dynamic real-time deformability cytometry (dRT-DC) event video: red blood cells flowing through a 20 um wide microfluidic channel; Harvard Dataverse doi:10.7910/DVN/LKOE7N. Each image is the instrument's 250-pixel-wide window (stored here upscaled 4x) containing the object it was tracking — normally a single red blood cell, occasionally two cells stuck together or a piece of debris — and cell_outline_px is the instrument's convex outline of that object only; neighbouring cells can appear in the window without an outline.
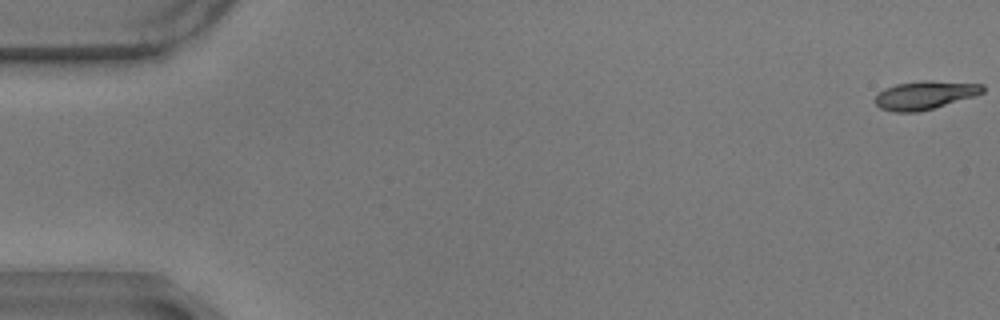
{"species": "common noctule bat (a hibernating species)", "species_latin": "Nyctalus noctula", "temperature_condition": "warm", "stored_images_in_passage": 23, "camera_frame_rate_fps": 3000, "um_per_image_px": 0.085, "animal": {"sex": "male", "body_mass_g": 17.9}, "frame": {"image": 1, "passage_image": 1, "time_ms": 0.0, "image_size_px": [1000, 320], "cell_outline_px": [[984, 92], [976, 96], [932, 108], [916, 112], [892, 112], [880, 108], [876, 104], [876, 96], [884, 88], [896, 84], [924, 80], [928, 80], [984, 84]], "centroid_in_image_um": [78.63, 8.08], "position_along_channel_um": 6.4, "area_um2": 17.74}}
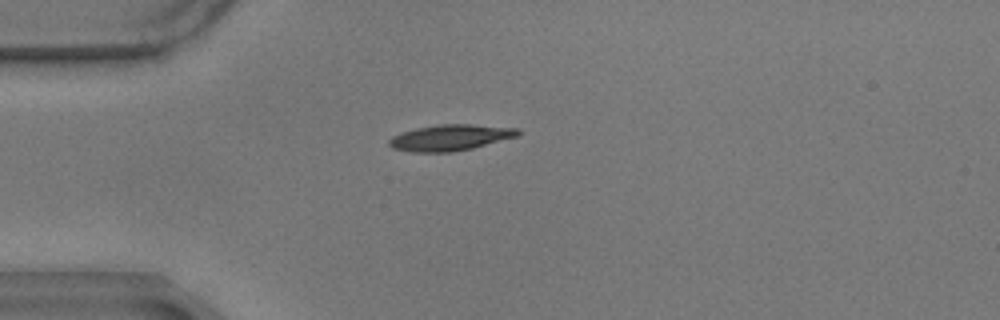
{"frame": {"image": 2, "passage_image": 16, "time_ms": 5.0, "image_size_px": [1000, 320], "cell_outline_px": [[520, 132], [516, 136], [472, 148], [452, 152], [412, 152], [392, 148], [388, 144], [388, 140], [392, 136], [400, 132], [416, 128], [440, 124], [472, 124], [520, 128]], "centroid_in_image_um": [38.23, 11.69], "position_along_channel_um": 46.8, "area_um2": 19.54}}